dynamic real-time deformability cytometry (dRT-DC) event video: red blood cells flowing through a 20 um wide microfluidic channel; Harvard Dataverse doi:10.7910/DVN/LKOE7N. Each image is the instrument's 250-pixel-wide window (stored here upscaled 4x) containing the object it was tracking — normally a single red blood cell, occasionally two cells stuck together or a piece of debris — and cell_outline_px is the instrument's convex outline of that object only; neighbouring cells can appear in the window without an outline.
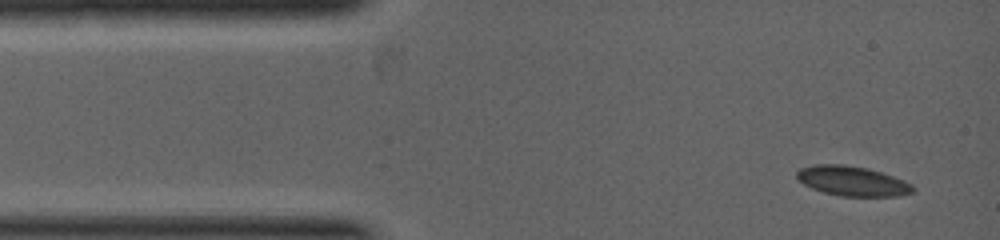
{"species": "common noctule bat (a hibernating species)", "species_latin": "Nyctalus noctula", "temperature_condition": "warm", "stored_images_in_passage": 5, "camera_frame_rate_fps": 5000, "um_per_image_px": 0.085, "animal": {"sex": "female", "body_mass_g": 19.0, "forearm_length_mm": 53.3}, "frame": {"image": 1, "passage_image": 1, "time_ms": 0.0, "image_size_px": [1000, 240], "cell_outline_px": [[916, 188], [912, 192], [900, 196], [840, 196], [824, 192], [812, 188], [796, 180], [796, 172], [800, 168], [816, 164], [844, 164], [868, 168], [904, 180], [912, 184]], "centroid_in_image_um": [72.43, 15.38], "position_along_channel_um": 12.6, "area_um2": 20.23}}
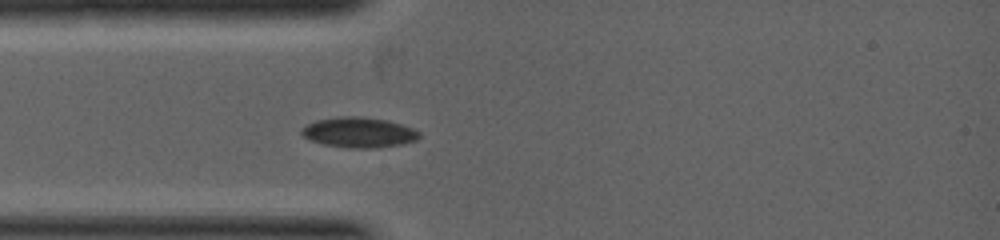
{"frame": {"image": 2, "passage_image": 5, "time_ms": 1.4, "image_size_px": [1000, 240], "cell_outline_px": [[420, 136], [416, 140], [400, 144], [376, 148], [348, 148], [324, 144], [312, 140], [304, 136], [300, 132], [300, 128], [316, 120], [336, 116], [364, 116], [388, 120], [412, 128], [420, 132]], "centroid_in_image_um": [30.49, 11.24], "position_along_channel_um": 54.5, "area_um2": 20.81}}